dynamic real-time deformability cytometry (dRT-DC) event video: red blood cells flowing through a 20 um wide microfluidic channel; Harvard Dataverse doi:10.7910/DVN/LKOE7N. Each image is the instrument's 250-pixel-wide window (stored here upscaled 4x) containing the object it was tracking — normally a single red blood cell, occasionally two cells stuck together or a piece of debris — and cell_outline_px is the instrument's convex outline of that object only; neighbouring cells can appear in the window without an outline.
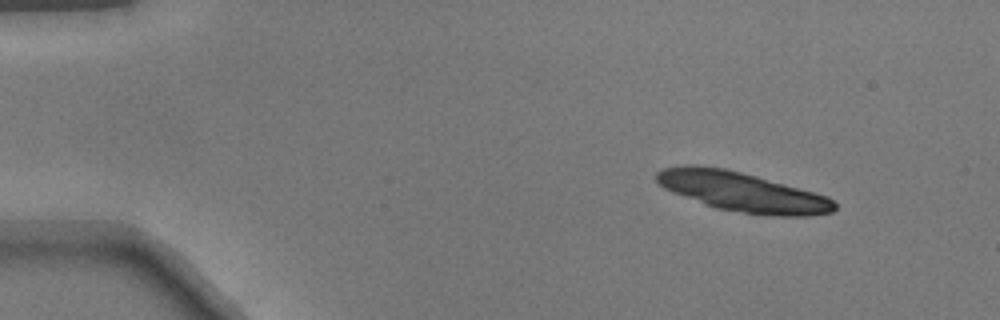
{"species": "common noctule bat (a hibernating species)", "species_latin": "Nyctalus noctula", "temperature_condition": "warm", "stored_images_in_passage": 30, "camera_frame_rate_fps": 3000, "um_per_image_px": 0.085, "animal": {"sex": "male", "body_mass_g": 17.9}, "frame": {"image": 1, "passage_image": 5, "time_ms": 1.333, "image_size_px": [1000, 320], "cell_outline_px": [[836, 208], [832, 212], [808, 216], [776, 216], [744, 212], [716, 208], [704, 204], [672, 192], [664, 188], [656, 180], [656, 172], [664, 168], [684, 164], [696, 164], [724, 168], [756, 176], [816, 192], [828, 196], [836, 204]], "centroid_in_image_um": [63.08, 16.29], "position_along_channel_um": 21.9, "area_um2": 40.81}}